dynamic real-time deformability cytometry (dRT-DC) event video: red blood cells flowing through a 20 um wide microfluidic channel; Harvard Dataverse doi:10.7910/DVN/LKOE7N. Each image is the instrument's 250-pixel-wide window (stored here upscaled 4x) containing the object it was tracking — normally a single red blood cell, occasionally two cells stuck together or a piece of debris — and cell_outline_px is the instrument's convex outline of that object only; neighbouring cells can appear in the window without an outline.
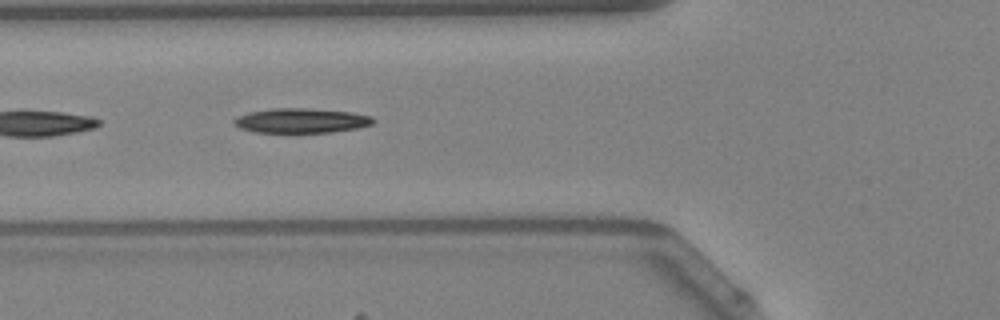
{"species": "Egyptian fruit bat (a non-hibernating species)", "species_latin": "Rousettus aegyptiacus", "temperature_condition": "warm", "stored_images_in_passage": 37, "camera_frame_rate_fps": 3000, "um_per_image_px": 0.085, "animal": {"sex": "female"}, "frame": {"image": 1, "passage_image": 6, "time_ms": 1.667, "image_size_px": [1000, 320], "cell_outline_px": [[376, 120], [372, 124], [356, 128], [328, 132], [256, 132], [240, 128], [232, 120], [236, 116], [248, 112], [272, 108], [304, 108], [352, 112], [372, 116]], "centroid_in_image_um": [25.59, 10.24], "position_along_channel_um": 100.2, "area_um2": 19.88}, "authors_computed_cell_mechanics": {"area_um2": 19.652, "velocity_mm_per_s": 4.1313, "shape_relaxation_time_tau1_ms": 4.8963, "shape_relaxation_time_tau2_ms": null, "deformation_change_tau1": 0.1584, "deformation_change_tau2": null}}